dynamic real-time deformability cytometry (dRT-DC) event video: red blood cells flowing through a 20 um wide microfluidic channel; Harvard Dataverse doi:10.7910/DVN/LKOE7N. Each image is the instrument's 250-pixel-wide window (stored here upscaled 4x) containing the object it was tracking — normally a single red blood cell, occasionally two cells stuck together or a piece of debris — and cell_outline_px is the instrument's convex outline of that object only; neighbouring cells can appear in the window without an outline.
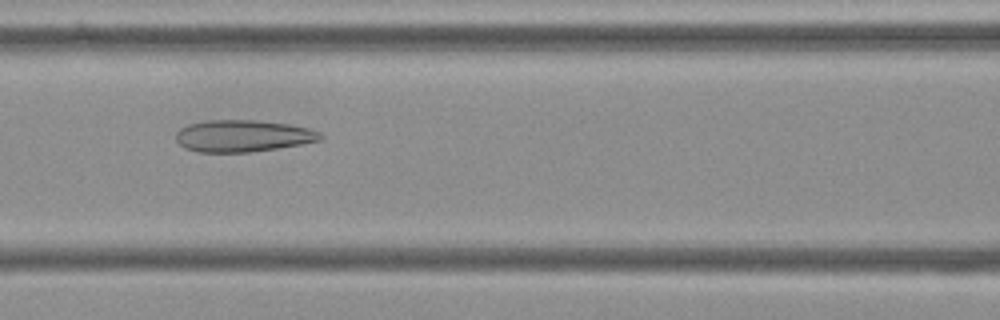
{"species": "Egyptian fruit bat (a non-hibernating species)", "species_latin": "Rousettus aegyptiacus", "temperature_condition": "cold", "stored_images_in_passage": 46, "camera_frame_rate_fps": 3000, "um_per_image_px": 0.085, "frame": {"image": 1, "passage_image": 15, "time_ms": 4.667, "image_size_px": [1000, 320], "cell_outline_px": [[324, 136], [320, 140], [300, 144], [276, 148], [248, 152], [200, 152], [184, 148], [176, 140], [176, 132], [180, 128], [188, 124], [208, 120], [256, 120], [288, 124], [308, 128], [320, 132]], "centroid_in_image_um": [20.62, 11.55], "position_along_channel_um": 146.0, "area_um2": 26.7}}
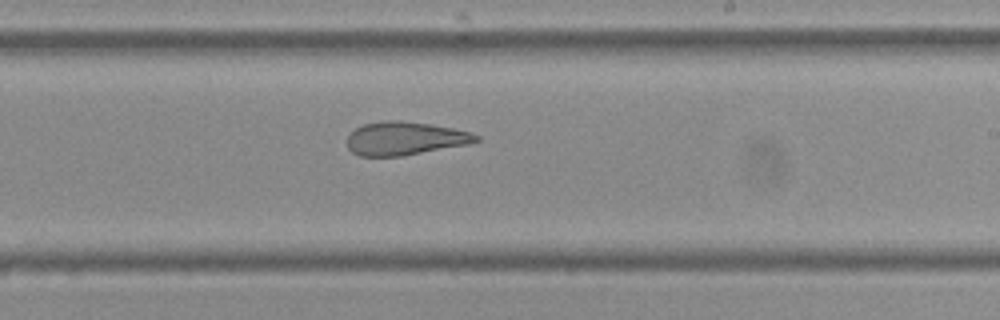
{"frame": {"image": 2, "passage_image": 24, "time_ms": 7.667, "image_size_px": [1000, 320], "cell_outline_px": [[480, 140], [468, 144], [400, 156], [360, 156], [352, 152], [348, 148], [348, 136], [356, 128], [364, 124], [384, 120], [400, 120], [432, 124], [472, 132], [480, 136]], "centroid_in_image_um": [34.43, 11.75], "position_along_channel_um": 254.6, "area_um2": 24.97}}
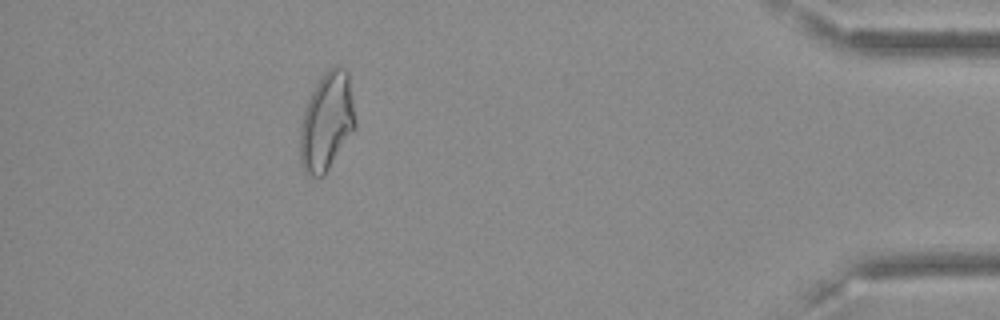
{"frame": {"image": 3, "passage_image": 41, "time_ms": 13.333, "image_size_px": [1000, 320], "cell_outline_px": [[356, 128], [324, 176], [308, 176], [304, 172], [300, 160], [300, 124], [308, 100], [316, 84], [324, 72], [328, 68], [336, 64], [344, 68], [348, 72], [356, 120]], "centroid_in_image_um": [27.78, 10.34], "position_along_channel_um": 407.4, "area_um2": 31.79}, "authors_computed_cell_mechanics": {"area_um2": 28.4954, "velocity_mm_per_s": 3.6306, "shape_relaxation_time_tau1_ms": null, "shape_relaxation_time_tau2_ms": 2.717, "deformation_change_tau1": null, "deformation_change_tau2": 0.1221}}